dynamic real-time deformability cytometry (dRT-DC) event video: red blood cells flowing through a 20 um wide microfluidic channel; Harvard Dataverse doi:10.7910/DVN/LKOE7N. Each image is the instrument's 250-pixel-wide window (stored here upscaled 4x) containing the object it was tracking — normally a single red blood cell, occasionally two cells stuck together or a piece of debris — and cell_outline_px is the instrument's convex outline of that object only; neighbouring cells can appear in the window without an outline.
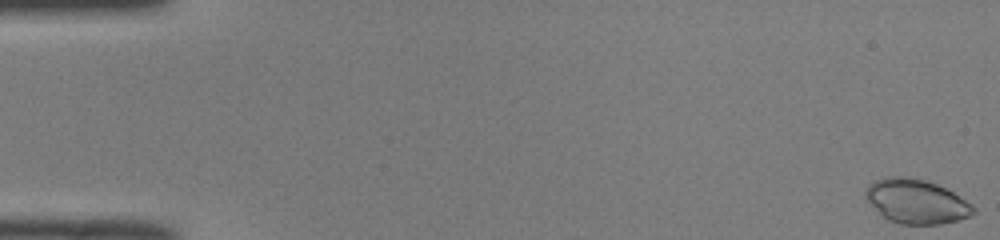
{"species": "common noctule bat (a hibernating species)", "species_latin": "Nyctalus noctula", "temperature_condition": "room temperature", "stored_images_in_passage": 11, "camera_frame_rate_fps": 3000, "um_per_image_px": 0.085, "animal": {"sex": "male", "body_mass_g": 19.0, "forearm_length_mm": 50.8}, "frame": {"image": 1, "passage_image": 1, "time_ms": 0.0, "image_size_px": [1000, 240], "cell_outline_px": [[976, 212], [972, 216], [940, 224], [900, 224], [888, 220], [868, 200], [864, 192], [868, 184], [884, 176], [908, 176], [924, 180], [936, 184], [952, 192], [972, 204], [976, 208]], "centroid_in_image_um": [77.9, 17.11], "position_along_channel_um": 7.1, "area_um2": 27.63}}